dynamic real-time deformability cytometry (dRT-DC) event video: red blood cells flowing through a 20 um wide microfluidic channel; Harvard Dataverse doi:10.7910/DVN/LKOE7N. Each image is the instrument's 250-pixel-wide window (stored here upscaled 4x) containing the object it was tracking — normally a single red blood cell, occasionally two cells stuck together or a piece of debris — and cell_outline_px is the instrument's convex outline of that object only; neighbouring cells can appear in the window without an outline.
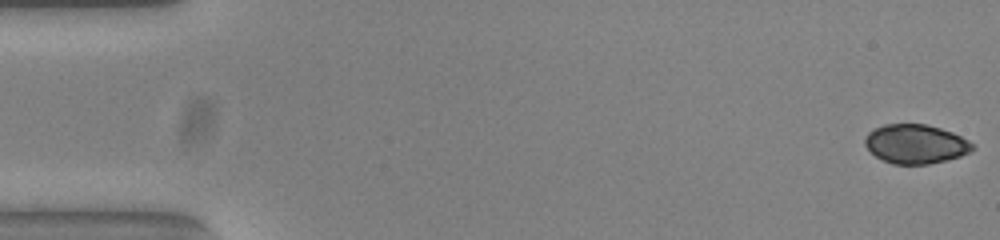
{"species": "common noctule bat (a hibernating species)", "species_latin": "Nyctalus noctula", "temperature_condition": "warm", "stored_images_in_passage": 25, "camera_frame_rate_fps": 3000, "um_per_image_px": 0.085, "animal": {"sex": "female", "body_mass_g": 23.0, "forearm_length_mm": 53.4}, "frame": {"image": 1, "passage_image": 1, "time_ms": 0.0, "image_size_px": [1000, 240], "cell_outline_px": [[976, 148], [972, 152], [960, 156], [928, 164], [892, 164], [876, 156], [864, 144], [864, 140], [868, 132], [884, 124], [924, 124], [940, 128], [952, 132], [968, 140]], "centroid_in_image_um": [77.84, 12.24], "position_along_channel_um": 7.2, "area_um2": 24.39}}
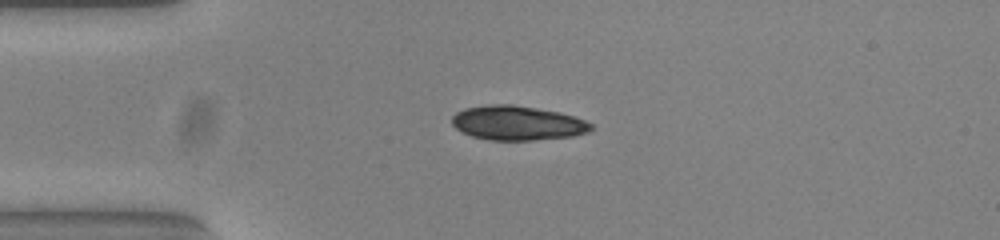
{"frame": {"image": 2, "passage_image": 13, "time_ms": 4.0, "image_size_px": [1000, 240], "cell_outline_px": [[592, 128], [588, 132], [572, 136], [536, 140], [488, 140], [472, 136], [456, 128], [452, 124], [452, 116], [456, 112], [464, 108], [488, 104], [512, 104], [560, 112], [584, 120], [592, 124]], "centroid_in_image_um": [43.96, 10.45], "position_along_channel_um": 41.0, "area_um2": 27.86}}